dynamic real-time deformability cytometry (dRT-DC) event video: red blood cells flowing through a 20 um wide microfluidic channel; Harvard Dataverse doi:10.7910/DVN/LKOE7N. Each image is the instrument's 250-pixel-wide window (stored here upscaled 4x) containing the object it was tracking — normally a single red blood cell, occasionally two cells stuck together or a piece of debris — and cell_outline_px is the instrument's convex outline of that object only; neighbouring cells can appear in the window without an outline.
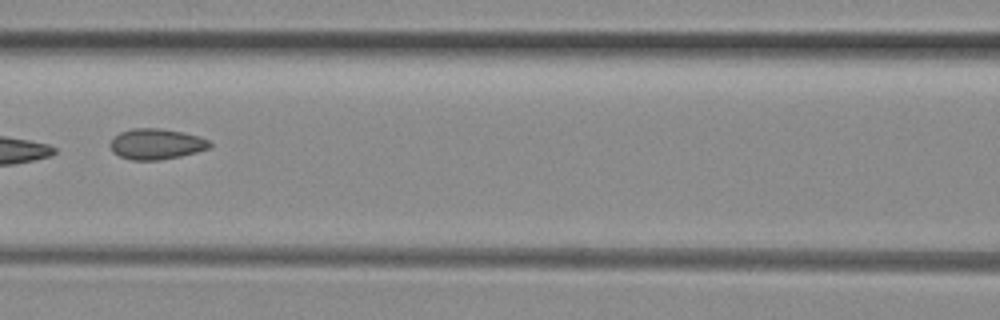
{"species": "common noctule bat (a hibernating species)", "species_latin": "Nyctalus noctula", "temperature_condition": "room temperature", "stored_images_in_passage": 4, "camera_frame_rate_fps": 3000, "um_per_image_px": 0.085, "animal": {"sex": "female", "body_mass_g": 29.2, "forearm_length_mm": 56.3}, "frame": {"image": 1, "passage_image": 4, "time_ms": 1.0, "image_size_px": [1000, 320], "cell_outline_px": [[212, 144], [208, 148], [196, 152], [180, 156], [160, 160], [132, 160], [120, 156], [112, 152], [108, 144], [120, 132], [132, 128], [160, 128], [200, 136], [208, 140]], "centroid_in_image_um": [13.26, 12.24], "position_along_channel_um": 153.3, "area_um2": 17.74}}